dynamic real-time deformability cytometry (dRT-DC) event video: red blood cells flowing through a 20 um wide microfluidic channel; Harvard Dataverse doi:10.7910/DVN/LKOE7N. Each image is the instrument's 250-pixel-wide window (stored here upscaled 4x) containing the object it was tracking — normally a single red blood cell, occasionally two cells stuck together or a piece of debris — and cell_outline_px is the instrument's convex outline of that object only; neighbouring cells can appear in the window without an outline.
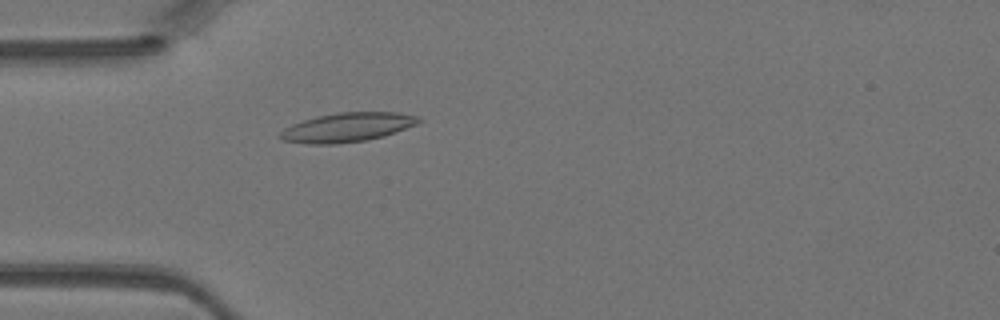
{"species": "Egyptian fruit bat (a non-hibernating species)", "species_latin": "Rousettus aegyptiacus", "temperature_condition": "warm", "stored_images_in_passage": 22, "camera_frame_rate_fps": 3000, "um_per_image_px": 0.085, "animal": {"sex": "female"}, "frame": {"image": 1, "passage_image": 1, "time_ms": 0.0, "image_size_px": [1000, 320], "cell_outline_px": [[420, 120], [416, 124], [384, 136], [368, 140], [336, 144], [308, 144], [284, 140], [276, 136], [284, 128], [292, 124], [316, 116], [336, 112], [396, 112], [416, 116]], "centroid_in_image_um": [29.46, 10.82], "position_along_channel_um": 55.5, "area_um2": 23.47}}
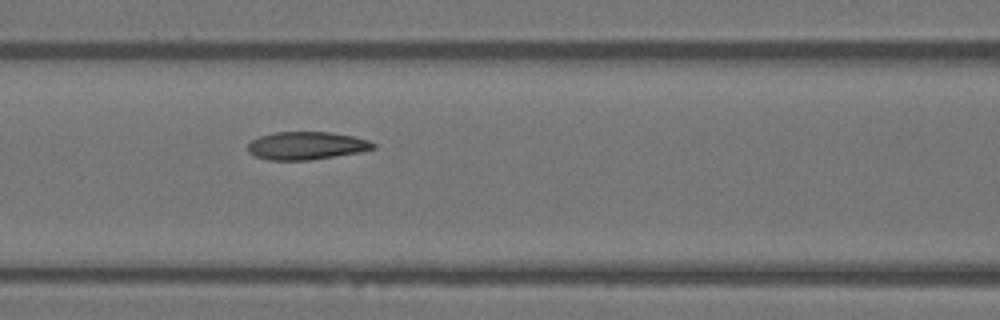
{"frame": {"image": 2, "passage_image": 7, "time_ms": 2.0, "image_size_px": [1000, 320], "cell_outline_px": [[376, 148], [360, 152], [308, 160], [268, 160], [256, 156], [248, 152], [248, 144], [252, 140], [260, 136], [276, 132], [328, 132], [352, 136], [368, 140], [376, 144]], "centroid_in_image_um": [26.05, 12.38], "position_along_channel_um": 140.6, "area_um2": 20.23}}
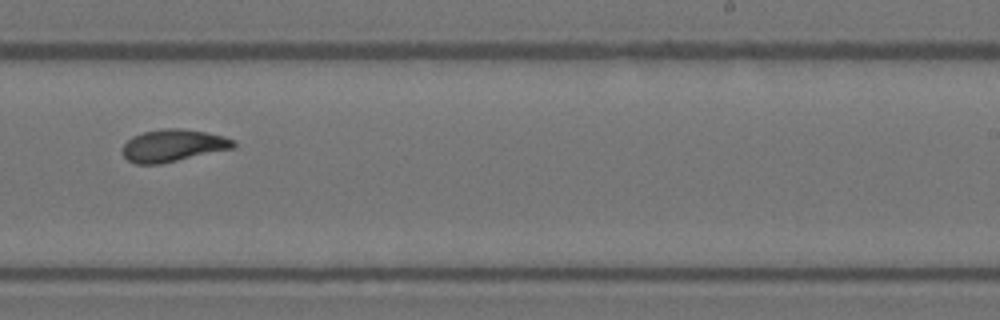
{"frame": {"image": 3, "passage_image": 16, "time_ms": 5.0, "image_size_px": [1000, 320], "cell_outline_px": [[236, 148], [160, 164], [136, 164], [128, 160], [124, 156], [124, 144], [132, 136], [144, 132], [164, 128], [180, 128], [204, 132], [224, 136], [236, 140]], "centroid_in_image_um": [14.76, 12.37], "position_along_channel_um": 274.2, "area_um2": 20.87}}